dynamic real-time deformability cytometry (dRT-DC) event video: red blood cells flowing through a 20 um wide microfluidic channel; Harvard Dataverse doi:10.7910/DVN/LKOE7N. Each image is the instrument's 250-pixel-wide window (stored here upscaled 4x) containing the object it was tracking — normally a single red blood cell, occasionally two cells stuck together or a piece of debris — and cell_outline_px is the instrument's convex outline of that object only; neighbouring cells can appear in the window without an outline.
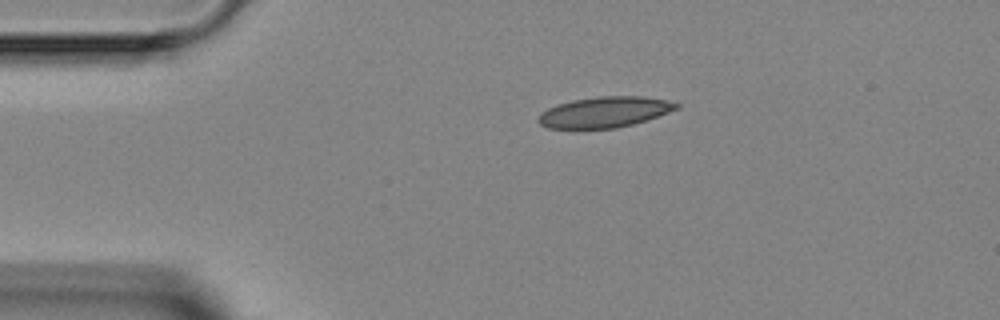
{"species": "Egyptian fruit bat (a non-hibernating species)", "species_latin": "Rousettus aegyptiacus", "temperature_condition": "room temperature", "stored_images_in_passage": 2, "camera_frame_rate_fps": 3000, "um_per_image_px": 0.085, "animal": {"sex": "female"}, "frame": {"image": 1, "passage_image": 1, "time_ms": 0.0, "image_size_px": [1000, 320], "cell_outline_px": [[680, 108], [648, 120], [616, 128], [548, 128], [540, 124], [536, 120], [540, 112], [548, 108], [572, 100], [596, 96], [644, 96], [664, 100], [680, 104]], "centroid_in_image_um": [51.39, 9.52], "position_along_channel_um": 33.6, "area_um2": 24.74}}